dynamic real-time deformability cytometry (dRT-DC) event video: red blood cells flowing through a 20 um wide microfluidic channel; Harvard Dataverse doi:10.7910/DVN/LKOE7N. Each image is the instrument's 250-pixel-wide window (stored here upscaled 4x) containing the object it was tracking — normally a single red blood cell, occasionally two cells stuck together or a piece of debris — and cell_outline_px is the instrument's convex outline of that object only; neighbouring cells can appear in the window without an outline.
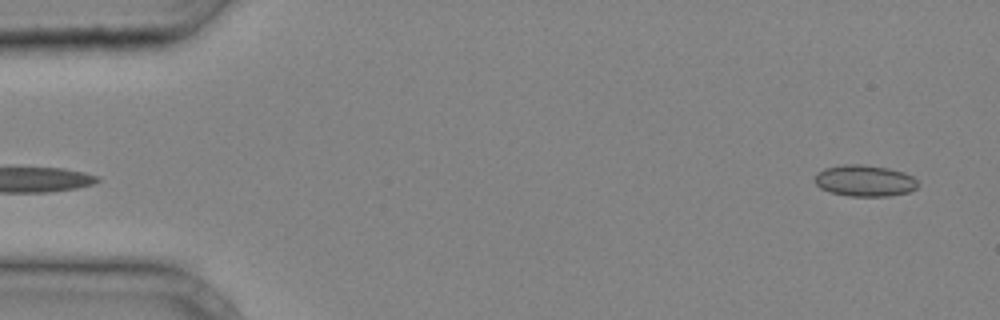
{"species": "common noctule bat (a hibernating species)", "species_latin": "Nyctalus noctula", "temperature_condition": "cold", "stored_images_in_passage": 37, "camera_frame_rate_fps": 3000, "um_per_image_px": 0.085, "animal": {"sex": "male", "body_mass_g": 20.4}, "frame": {"image": 1, "passage_image": 1, "time_ms": 0.0, "image_size_px": [1000, 320], "cell_outline_px": [[916, 188], [908, 192], [888, 196], [848, 196], [832, 192], [820, 188], [816, 184], [816, 172], [824, 168], [844, 164], [860, 164], [888, 168], [904, 172], [912, 176], [916, 180]], "centroid_in_image_um": [73.48, 15.35], "position_along_channel_um": 11.5, "area_um2": 18.73}}
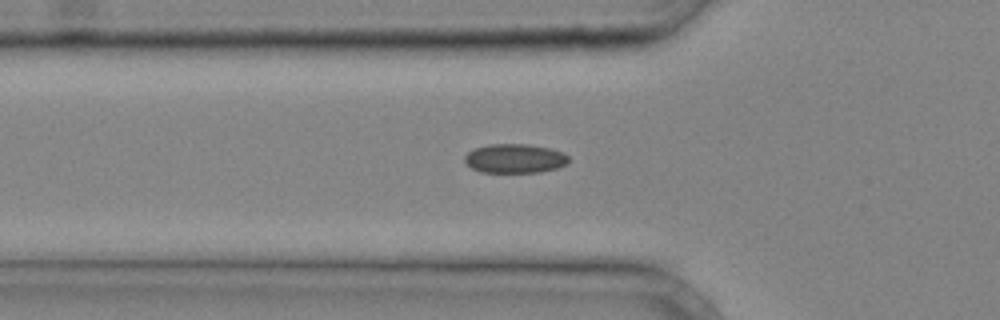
{"frame": {"image": 2, "passage_image": 12, "time_ms": 3.667, "image_size_px": [1000, 320], "cell_outline_px": [[568, 164], [556, 168], [540, 172], [480, 172], [472, 168], [464, 160], [464, 156], [468, 152], [476, 148], [488, 144], [528, 144], [548, 148], [560, 152], [568, 156]], "centroid_in_image_um": [43.74, 13.47], "position_along_channel_um": 82.1, "area_um2": 17.51}}
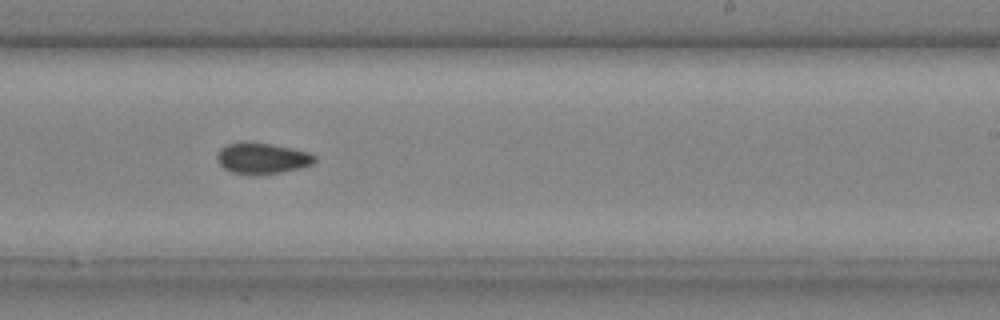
{"frame": {"image": 3, "passage_image": 23, "time_ms": 7.333, "image_size_px": [1000, 320], "cell_outline_px": [[316, 160], [312, 164], [300, 168], [280, 172], [232, 172], [224, 168], [220, 164], [216, 156], [220, 148], [228, 144], [240, 140], [248, 140], [272, 144], [292, 148], [308, 152], [316, 156]], "centroid_in_image_um": [22.28, 13.38], "position_along_channel_um": 266.7, "area_um2": 17.34}}